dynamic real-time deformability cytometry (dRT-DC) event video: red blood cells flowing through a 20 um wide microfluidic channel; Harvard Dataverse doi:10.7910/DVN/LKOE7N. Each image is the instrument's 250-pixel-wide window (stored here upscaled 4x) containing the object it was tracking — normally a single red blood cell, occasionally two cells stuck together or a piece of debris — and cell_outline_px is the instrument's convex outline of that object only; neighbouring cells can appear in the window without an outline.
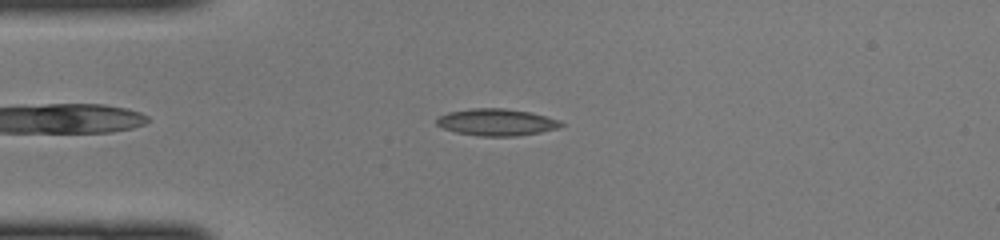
{"species": "common noctule bat (a hibernating species)", "species_latin": "Nyctalus noctula", "temperature_condition": "cold", "stored_images_in_passage": 42, "camera_frame_rate_fps": 3000, "um_per_image_px": 0.085, "animal": {"sex": "female", "body_mass_g": 22.0, "forearm_length_mm": 56.7}, "frame": {"image": 1, "passage_image": 7, "time_ms": 2.0, "image_size_px": [1000, 240], "cell_outline_px": [[564, 124], [560, 128], [540, 132], [516, 136], [480, 136], [456, 132], [444, 128], [436, 124], [436, 120], [440, 116], [448, 112], [472, 108], [504, 108], [528, 112], [560, 120]], "centroid_in_image_um": [42.21, 10.39], "position_along_channel_um": 42.8, "area_um2": 19.36}}
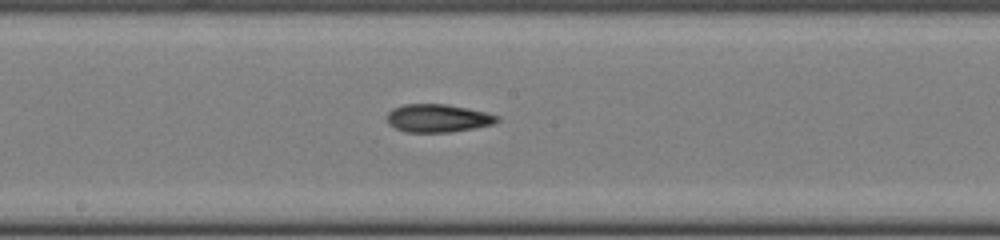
{"frame": {"image": 2, "passage_image": 20, "time_ms": 6.333, "image_size_px": [1000, 240], "cell_outline_px": [[500, 120], [496, 124], [476, 128], [452, 132], [404, 132], [388, 124], [388, 112], [392, 108], [404, 104], [448, 104], [468, 108], [500, 116]], "centroid_in_image_um": [37.25, 10.05], "position_along_channel_um": 210.9, "area_um2": 18.21}}
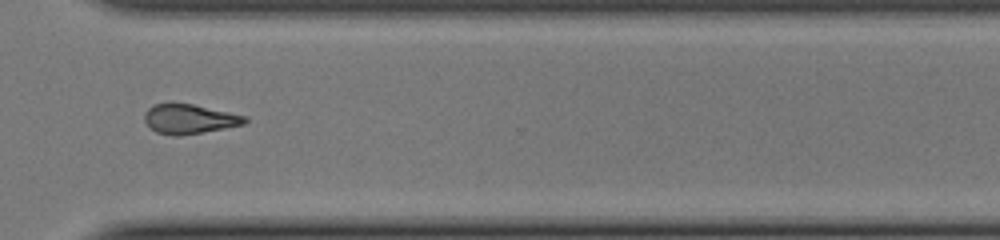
{"frame": {"image": 3, "passage_image": 30, "time_ms": 9.667, "image_size_px": [1000, 240], "cell_outline_px": [[248, 120], [244, 124], [204, 132], [180, 136], [172, 136], [156, 132], [144, 120], [144, 112], [148, 108], [156, 104], [192, 104], [248, 116]], "centroid_in_image_um": [16.11, 10.13], "position_along_channel_um": 354.5, "area_um2": 17.17}}